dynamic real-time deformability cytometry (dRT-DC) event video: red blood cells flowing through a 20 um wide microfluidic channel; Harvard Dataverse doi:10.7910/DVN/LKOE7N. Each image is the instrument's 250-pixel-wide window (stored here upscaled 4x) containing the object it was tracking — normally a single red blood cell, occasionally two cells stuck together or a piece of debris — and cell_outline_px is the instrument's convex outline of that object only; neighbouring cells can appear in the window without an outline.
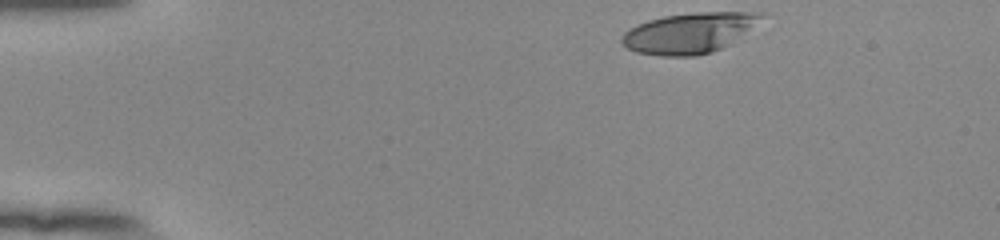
{"species": "human", "species_latin": "Homo sapiens", "temperature_condition": "room temperature", "stored_images_in_passage": 39, "camera_frame_rate_fps": 3000, "um_per_image_px": 0.085, "donor": {"sex": "female"}, "frame": {"image": 1, "passage_image": 1, "time_ms": 0.0, "image_size_px": [1000, 240], "cell_outline_px": [[768, 12], [764, 16], [728, 44], [712, 52], [696, 56], [660, 56], [636, 52], [628, 48], [620, 40], [624, 32], [628, 28], [636, 24], [648, 20], [664, 16], [696, 12]], "centroid_in_image_um": [58.51, 2.8], "position_along_channel_um": 26.5, "area_um2": 32.48}}
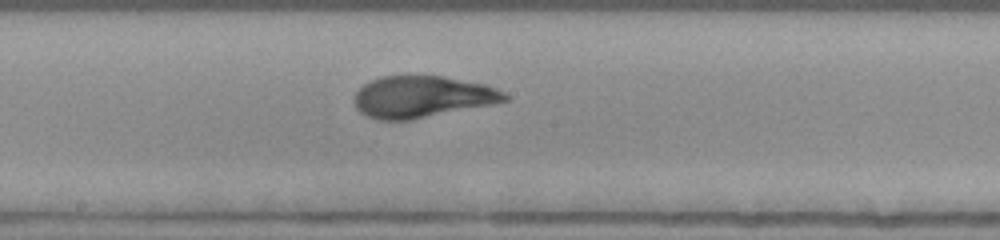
{"frame": {"image": 2, "passage_image": 22, "time_ms": 7.0, "image_size_px": [1000, 240], "cell_outline_px": [[508, 100], [492, 104], [408, 120], [380, 120], [364, 116], [356, 108], [352, 100], [356, 92], [364, 84], [380, 76], [444, 76], [484, 84], [496, 88], [504, 92], [508, 96]], "centroid_in_image_um": [35.84, 8.23], "position_along_channel_um": 212.4, "area_um2": 36.41}}
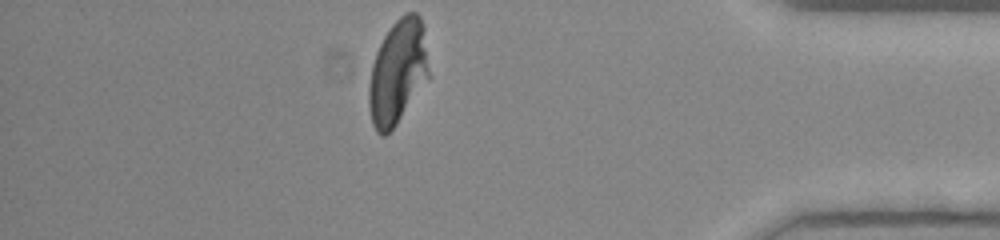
{"frame": {"image": 3, "passage_image": 39, "time_ms": 12.667, "image_size_px": [1000, 240], "cell_outline_px": [[428, 80], [396, 124], [384, 136], [380, 136], [376, 132], [372, 124], [368, 104], [368, 84], [372, 64], [376, 52], [384, 36], [392, 24], [404, 12], [416, 12], [420, 16], [424, 24], [428, 72]], "centroid_in_image_um": [33.79, 6.11], "position_along_channel_um": 401.4, "area_um2": 36.59}, "authors_computed_cell_mechanics": {"area_um2": 36.414, "velocity_mm_per_s": 3.904, "shape_relaxation_time_tau1_ms": 4.1236, "shape_relaxation_time_tau2_ms": 0.7536, "deformation_change_tau1": 0.2197, "deformation_change_tau2": 0.0701}}